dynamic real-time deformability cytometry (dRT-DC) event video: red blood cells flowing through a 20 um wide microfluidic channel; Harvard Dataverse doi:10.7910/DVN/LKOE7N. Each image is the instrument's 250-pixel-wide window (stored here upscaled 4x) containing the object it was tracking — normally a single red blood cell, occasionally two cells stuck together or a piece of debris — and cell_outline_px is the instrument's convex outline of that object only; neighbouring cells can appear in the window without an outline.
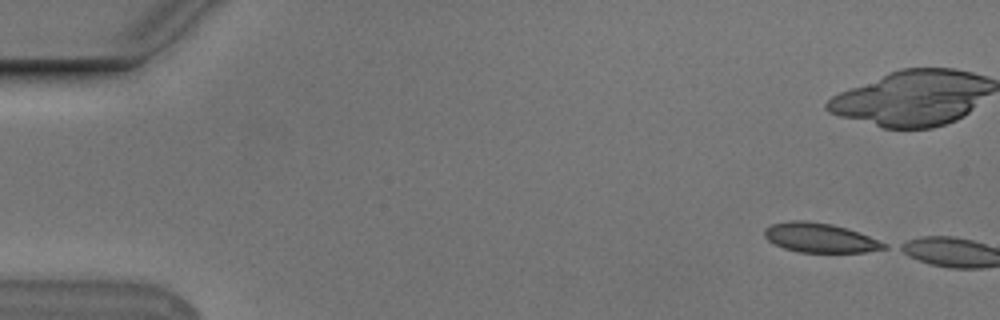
{"species": "Egyptian fruit bat (a non-hibernating species)", "species_latin": "Rousettus aegyptiacus", "temperature_condition": "cold", "stored_images_in_passage": 3, "camera_frame_rate_fps": 3000, "um_per_image_px": 0.085, "animal": {"sex": "male"}, "frame": {"image": 1, "passage_image": 1, "time_ms": 0.0, "image_size_px": [1000, 320], "cell_outline_px": [[888, 248], [864, 252], [796, 252], [784, 248], [768, 240], [764, 236], [764, 228], [772, 224], [788, 220], [808, 220], [832, 224], [848, 228], [888, 244]], "centroid_in_image_um": [69.68, 20.2], "position_along_channel_um": 15.3, "area_um2": 20.58}}